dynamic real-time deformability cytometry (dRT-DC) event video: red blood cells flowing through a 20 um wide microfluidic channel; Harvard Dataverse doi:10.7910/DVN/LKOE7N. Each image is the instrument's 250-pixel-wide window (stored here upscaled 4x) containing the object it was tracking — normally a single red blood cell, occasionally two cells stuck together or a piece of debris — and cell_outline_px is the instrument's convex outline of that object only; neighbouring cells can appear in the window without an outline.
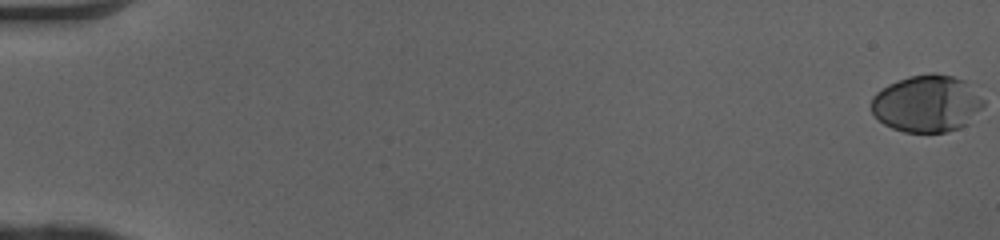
{"species": "human", "species_latin": "Homo sapiens", "temperature_condition": "cold", "stored_images_in_passage": 52, "camera_frame_rate_fps": 3000, "um_per_image_px": 0.085, "donor": {"sex": "female"}, "frame": {"image": 1, "passage_image": 1, "time_ms": 0.0, "image_size_px": [1000, 240], "cell_outline_px": [[984, 104], [968, 124], [960, 128], [948, 132], [904, 132], [892, 128], [884, 124], [872, 112], [872, 96], [876, 92], [888, 84], [908, 76], [932, 72], [936, 72], [952, 76], [964, 80], [984, 100]], "centroid_in_image_um": [78.78, 8.8], "position_along_channel_um": 6.2, "area_um2": 37.34}}
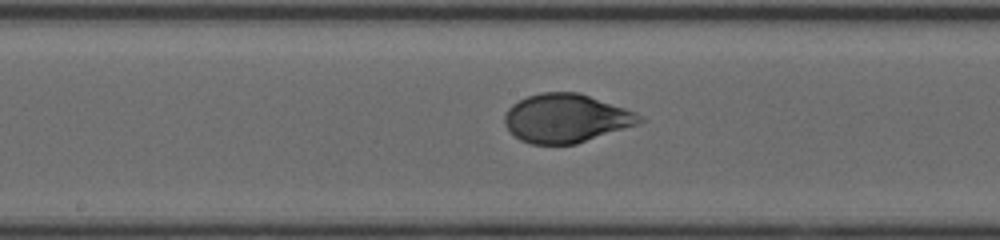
{"frame": {"image": 2, "passage_image": 29, "time_ms": 9.333, "image_size_px": [1000, 240], "cell_outline_px": [[648, 120], [576, 144], [532, 144], [520, 140], [504, 124], [504, 116], [508, 108], [512, 104], [528, 96], [540, 92], [580, 92], [636, 112], [644, 116]], "centroid_in_image_um": [48.13, 10.04], "position_along_channel_um": 200.1, "area_um2": 38.15}}
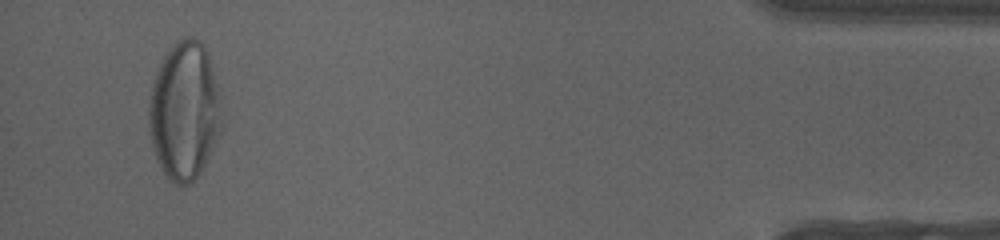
{"frame": {"image": 3, "passage_image": 50, "time_ms": 16.333, "image_size_px": [1000, 240], "cell_outline_px": [[220, 132], [200, 172], [188, 184], [176, 184], [168, 180], [156, 156], [152, 144], [148, 124], [148, 104], [152, 80], [164, 56], [172, 44], [176, 40], [184, 36], [192, 36], [200, 40], [204, 44], [208, 52], [220, 92]], "centroid_in_image_um": [15.66, 9.35], "position_along_channel_um": 419.5, "area_um2": 58.67}, "authors_computed_cell_mechanics": {"area_um2": 38.0613, "velocity_mm_per_s": 4.078, "shape_relaxation_time_tau1_ms": 5.1473, "shape_relaxation_time_tau2_ms": null, "deformation_change_tau1": 0.2278, "deformation_change_tau2": null}}